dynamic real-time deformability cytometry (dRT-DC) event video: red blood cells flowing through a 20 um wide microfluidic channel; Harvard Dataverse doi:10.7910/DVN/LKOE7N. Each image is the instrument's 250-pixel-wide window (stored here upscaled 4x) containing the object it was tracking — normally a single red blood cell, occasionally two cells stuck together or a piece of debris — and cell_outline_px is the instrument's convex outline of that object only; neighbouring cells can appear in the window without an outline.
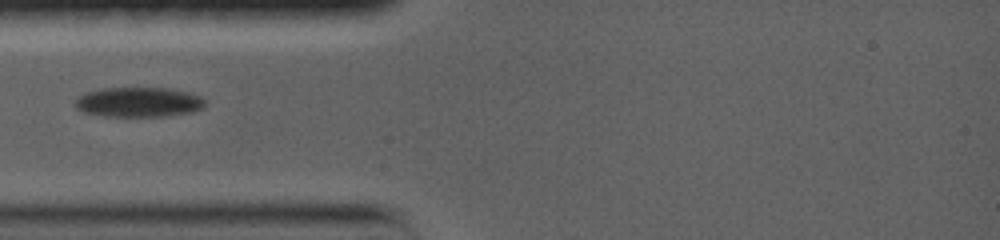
{"species": "common noctule bat (a hibernating species)", "species_latin": "Nyctalus noctula", "temperature_condition": "warm", "stored_images_in_passage": 12, "camera_frame_rate_fps": 5000, "um_per_image_px": 0.085, "animal": {"sex": "female", "body_mass_g": 19.0, "forearm_length_mm": 56.7}, "frame": {"image": 1, "passage_image": 1, "time_ms": 0.0, "image_size_px": [1000, 240], "cell_outline_px": [[204, 108], [192, 112], [164, 116], [104, 116], [84, 112], [76, 108], [76, 100], [84, 92], [100, 88], [164, 88], [184, 92], [200, 96], [204, 100]], "centroid_in_image_um": [11.75, 8.68], "position_along_channel_um": 73.2, "area_um2": 22.37}}